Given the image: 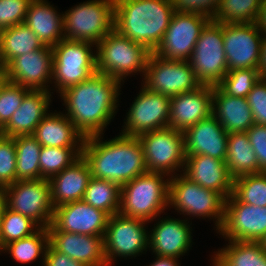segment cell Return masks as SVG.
Instances as JSON below:
<instances>
[{"mask_svg":"<svg viewBox=\"0 0 266 266\" xmlns=\"http://www.w3.org/2000/svg\"><path fill=\"white\" fill-rule=\"evenodd\" d=\"M121 84L108 75L96 72L89 79L60 93L67 110L65 115L85 138L104 134V128L117 113Z\"/></svg>","mask_w":266,"mask_h":266,"instance_id":"cell-1","label":"cell"},{"mask_svg":"<svg viewBox=\"0 0 266 266\" xmlns=\"http://www.w3.org/2000/svg\"><path fill=\"white\" fill-rule=\"evenodd\" d=\"M102 134L84 139L82 156L91 170V177L113 181L120 186L147 173L144 153L138 137L122 134L102 140Z\"/></svg>","mask_w":266,"mask_h":266,"instance_id":"cell-2","label":"cell"},{"mask_svg":"<svg viewBox=\"0 0 266 266\" xmlns=\"http://www.w3.org/2000/svg\"><path fill=\"white\" fill-rule=\"evenodd\" d=\"M114 2V30L154 52L175 13L171 0Z\"/></svg>","mask_w":266,"mask_h":266,"instance_id":"cell-3","label":"cell"},{"mask_svg":"<svg viewBox=\"0 0 266 266\" xmlns=\"http://www.w3.org/2000/svg\"><path fill=\"white\" fill-rule=\"evenodd\" d=\"M168 176L164 173L147 172L123 184L119 214L148 223L159 217L168 208Z\"/></svg>","mask_w":266,"mask_h":266,"instance_id":"cell-4","label":"cell"},{"mask_svg":"<svg viewBox=\"0 0 266 266\" xmlns=\"http://www.w3.org/2000/svg\"><path fill=\"white\" fill-rule=\"evenodd\" d=\"M96 71L121 83L133 73L143 76L151 52L141 44L124 37L115 30L95 46Z\"/></svg>","mask_w":266,"mask_h":266,"instance_id":"cell-5","label":"cell"},{"mask_svg":"<svg viewBox=\"0 0 266 266\" xmlns=\"http://www.w3.org/2000/svg\"><path fill=\"white\" fill-rule=\"evenodd\" d=\"M177 175L170 177L168 207H174L177 212L189 217L215 219L218 232L224 221L226 198L219 192L196 184L183 173Z\"/></svg>","mask_w":266,"mask_h":266,"instance_id":"cell-6","label":"cell"},{"mask_svg":"<svg viewBox=\"0 0 266 266\" xmlns=\"http://www.w3.org/2000/svg\"><path fill=\"white\" fill-rule=\"evenodd\" d=\"M94 46L96 45L91 42L64 38L51 47L52 83L59 94L70 86L89 79L97 72L96 51L92 49Z\"/></svg>","mask_w":266,"mask_h":266,"instance_id":"cell-7","label":"cell"},{"mask_svg":"<svg viewBox=\"0 0 266 266\" xmlns=\"http://www.w3.org/2000/svg\"><path fill=\"white\" fill-rule=\"evenodd\" d=\"M114 0H88L63 13L64 38L95 45L114 30Z\"/></svg>","mask_w":266,"mask_h":266,"instance_id":"cell-8","label":"cell"},{"mask_svg":"<svg viewBox=\"0 0 266 266\" xmlns=\"http://www.w3.org/2000/svg\"><path fill=\"white\" fill-rule=\"evenodd\" d=\"M223 43V23L211 19L201 30L189 59L202 85L217 86L228 72Z\"/></svg>","mask_w":266,"mask_h":266,"instance_id":"cell-9","label":"cell"},{"mask_svg":"<svg viewBox=\"0 0 266 266\" xmlns=\"http://www.w3.org/2000/svg\"><path fill=\"white\" fill-rule=\"evenodd\" d=\"M138 139L148 172L164 173L169 177L175 176L177 171L183 173L186 155L182 131L167 127L141 134Z\"/></svg>","mask_w":266,"mask_h":266,"instance_id":"cell-10","label":"cell"},{"mask_svg":"<svg viewBox=\"0 0 266 266\" xmlns=\"http://www.w3.org/2000/svg\"><path fill=\"white\" fill-rule=\"evenodd\" d=\"M147 221L114 214L109 216L103 236L104 252L107 265L111 266L116 257H137L148 251L149 232ZM115 259V260H114Z\"/></svg>","mask_w":266,"mask_h":266,"instance_id":"cell-11","label":"cell"},{"mask_svg":"<svg viewBox=\"0 0 266 266\" xmlns=\"http://www.w3.org/2000/svg\"><path fill=\"white\" fill-rule=\"evenodd\" d=\"M4 191L9 209L30 218L40 228L52 224L54 208L48 179L17 180Z\"/></svg>","mask_w":266,"mask_h":266,"instance_id":"cell-12","label":"cell"},{"mask_svg":"<svg viewBox=\"0 0 266 266\" xmlns=\"http://www.w3.org/2000/svg\"><path fill=\"white\" fill-rule=\"evenodd\" d=\"M148 90L169 97L197 90L202 84L189 61L167 60L151 52L142 80Z\"/></svg>","mask_w":266,"mask_h":266,"instance_id":"cell-13","label":"cell"},{"mask_svg":"<svg viewBox=\"0 0 266 266\" xmlns=\"http://www.w3.org/2000/svg\"><path fill=\"white\" fill-rule=\"evenodd\" d=\"M210 20L199 13L175 12L153 53L167 60L189 61L201 30Z\"/></svg>","mask_w":266,"mask_h":266,"instance_id":"cell-14","label":"cell"},{"mask_svg":"<svg viewBox=\"0 0 266 266\" xmlns=\"http://www.w3.org/2000/svg\"><path fill=\"white\" fill-rule=\"evenodd\" d=\"M141 86L124 119L125 125L120 133L122 135L138 137L147 132L169 127L170 97Z\"/></svg>","mask_w":266,"mask_h":266,"instance_id":"cell-15","label":"cell"},{"mask_svg":"<svg viewBox=\"0 0 266 266\" xmlns=\"http://www.w3.org/2000/svg\"><path fill=\"white\" fill-rule=\"evenodd\" d=\"M218 233L229 241L261 242L266 236V206L245 204L231 194Z\"/></svg>","mask_w":266,"mask_h":266,"instance_id":"cell-16","label":"cell"},{"mask_svg":"<svg viewBox=\"0 0 266 266\" xmlns=\"http://www.w3.org/2000/svg\"><path fill=\"white\" fill-rule=\"evenodd\" d=\"M264 34L256 23H223V45L228 71L258 69Z\"/></svg>","mask_w":266,"mask_h":266,"instance_id":"cell-17","label":"cell"},{"mask_svg":"<svg viewBox=\"0 0 266 266\" xmlns=\"http://www.w3.org/2000/svg\"><path fill=\"white\" fill-rule=\"evenodd\" d=\"M52 70L53 51L50 46L45 45L39 50L14 58L2 72L7 81L30 90L50 91Z\"/></svg>","mask_w":266,"mask_h":266,"instance_id":"cell-18","label":"cell"},{"mask_svg":"<svg viewBox=\"0 0 266 266\" xmlns=\"http://www.w3.org/2000/svg\"><path fill=\"white\" fill-rule=\"evenodd\" d=\"M108 219L106 212L79 200L54 208L48 231L104 236Z\"/></svg>","mask_w":266,"mask_h":266,"instance_id":"cell-19","label":"cell"},{"mask_svg":"<svg viewBox=\"0 0 266 266\" xmlns=\"http://www.w3.org/2000/svg\"><path fill=\"white\" fill-rule=\"evenodd\" d=\"M213 86L170 97L169 127L184 131L212 115Z\"/></svg>","mask_w":266,"mask_h":266,"instance_id":"cell-20","label":"cell"},{"mask_svg":"<svg viewBox=\"0 0 266 266\" xmlns=\"http://www.w3.org/2000/svg\"><path fill=\"white\" fill-rule=\"evenodd\" d=\"M157 220L154 224L156 226L149 231L148 248L156 256L180 258L185 255L193 243L190 229L192 222L169 217Z\"/></svg>","mask_w":266,"mask_h":266,"instance_id":"cell-21","label":"cell"},{"mask_svg":"<svg viewBox=\"0 0 266 266\" xmlns=\"http://www.w3.org/2000/svg\"><path fill=\"white\" fill-rule=\"evenodd\" d=\"M182 133L185 155H206L225 161L228 133L212 115Z\"/></svg>","mask_w":266,"mask_h":266,"instance_id":"cell-22","label":"cell"},{"mask_svg":"<svg viewBox=\"0 0 266 266\" xmlns=\"http://www.w3.org/2000/svg\"><path fill=\"white\" fill-rule=\"evenodd\" d=\"M49 244L58 252L82 262L85 266H108L103 236L48 231Z\"/></svg>","mask_w":266,"mask_h":266,"instance_id":"cell-23","label":"cell"},{"mask_svg":"<svg viewBox=\"0 0 266 266\" xmlns=\"http://www.w3.org/2000/svg\"><path fill=\"white\" fill-rule=\"evenodd\" d=\"M183 174L200 186L221 193L226 199L233 193L225 161L206 155H186Z\"/></svg>","mask_w":266,"mask_h":266,"instance_id":"cell-24","label":"cell"},{"mask_svg":"<svg viewBox=\"0 0 266 266\" xmlns=\"http://www.w3.org/2000/svg\"><path fill=\"white\" fill-rule=\"evenodd\" d=\"M51 101L50 91L30 90L21 106L0 130L1 134L8 137L33 134L40 121L50 112Z\"/></svg>","mask_w":266,"mask_h":266,"instance_id":"cell-25","label":"cell"},{"mask_svg":"<svg viewBox=\"0 0 266 266\" xmlns=\"http://www.w3.org/2000/svg\"><path fill=\"white\" fill-rule=\"evenodd\" d=\"M91 170L81 155L69 167L49 179L53 208L83 199Z\"/></svg>","mask_w":266,"mask_h":266,"instance_id":"cell-26","label":"cell"},{"mask_svg":"<svg viewBox=\"0 0 266 266\" xmlns=\"http://www.w3.org/2000/svg\"><path fill=\"white\" fill-rule=\"evenodd\" d=\"M212 116L227 133L246 132L255 122L246 98L224 94L213 87Z\"/></svg>","mask_w":266,"mask_h":266,"instance_id":"cell-27","label":"cell"},{"mask_svg":"<svg viewBox=\"0 0 266 266\" xmlns=\"http://www.w3.org/2000/svg\"><path fill=\"white\" fill-rule=\"evenodd\" d=\"M24 23L44 45L52 47L64 39L63 13L47 0H32Z\"/></svg>","mask_w":266,"mask_h":266,"instance_id":"cell-28","label":"cell"},{"mask_svg":"<svg viewBox=\"0 0 266 266\" xmlns=\"http://www.w3.org/2000/svg\"><path fill=\"white\" fill-rule=\"evenodd\" d=\"M32 135L45 147H83L85 139L65 113L60 111L48 113Z\"/></svg>","mask_w":266,"mask_h":266,"instance_id":"cell-29","label":"cell"},{"mask_svg":"<svg viewBox=\"0 0 266 266\" xmlns=\"http://www.w3.org/2000/svg\"><path fill=\"white\" fill-rule=\"evenodd\" d=\"M45 45L25 24H17L0 31V70L14 58L39 50Z\"/></svg>","mask_w":266,"mask_h":266,"instance_id":"cell-30","label":"cell"},{"mask_svg":"<svg viewBox=\"0 0 266 266\" xmlns=\"http://www.w3.org/2000/svg\"><path fill=\"white\" fill-rule=\"evenodd\" d=\"M225 164L233 180L259 173L256 154L246 132L228 133Z\"/></svg>","mask_w":266,"mask_h":266,"instance_id":"cell-31","label":"cell"},{"mask_svg":"<svg viewBox=\"0 0 266 266\" xmlns=\"http://www.w3.org/2000/svg\"><path fill=\"white\" fill-rule=\"evenodd\" d=\"M228 244L214 252L212 266H266V250L261 242L229 241Z\"/></svg>","mask_w":266,"mask_h":266,"instance_id":"cell-32","label":"cell"},{"mask_svg":"<svg viewBox=\"0 0 266 266\" xmlns=\"http://www.w3.org/2000/svg\"><path fill=\"white\" fill-rule=\"evenodd\" d=\"M16 149V181L40 179L39 157L42 146L32 135L14 137Z\"/></svg>","mask_w":266,"mask_h":266,"instance_id":"cell-33","label":"cell"},{"mask_svg":"<svg viewBox=\"0 0 266 266\" xmlns=\"http://www.w3.org/2000/svg\"><path fill=\"white\" fill-rule=\"evenodd\" d=\"M120 197L121 186L118 183L91 177L82 200L112 216L119 213Z\"/></svg>","mask_w":266,"mask_h":266,"instance_id":"cell-34","label":"cell"},{"mask_svg":"<svg viewBox=\"0 0 266 266\" xmlns=\"http://www.w3.org/2000/svg\"><path fill=\"white\" fill-rule=\"evenodd\" d=\"M49 245L48 228H39L30 236L6 244L0 252H8L17 263L28 264L42 256V265Z\"/></svg>","mask_w":266,"mask_h":266,"instance_id":"cell-35","label":"cell"},{"mask_svg":"<svg viewBox=\"0 0 266 266\" xmlns=\"http://www.w3.org/2000/svg\"><path fill=\"white\" fill-rule=\"evenodd\" d=\"M82 154V147H45L40 150V179H50L69 167Z\"/></svg>","mask_w":266,"mask_h":266,"instance_id":"cell-36","label":"cell"},{"mask_svg":"<svg viewBox=\"0 0 266 266\" xmlns=\"http://www.w3.org/2000/svg\"><path fill=\"white\" fill-rule=\"evenodd\" d=\"M262 0H221L212 20L221 23H255Z\"/></svg>","mask_w":266,"mask_h":266,"instance_id":"cell-37","label":"cell"},{"mask_svg":"<svg viewBox=\"0 0 266 266\" xmlns=\"http://www.w3.org/2000/svg\"><path fill=\"white\" fill-rule=\"evenodd\" d=\"M39 228L30 218L5 206L0 220V250L12 241L32 235Z\"/></svg>","mask_w":266,"mask_h":266,"instance_id":"cell-38","label":"cell"},{"mask_svg":"<svg viewBox=\"0 0 266 266\" xmlns=\"http://www.w3.org/2000/svg\"><path fill=\"white\" fill-rule=\"evenodd\" d=\"M232 194L245 204L265 207L266 172L245 175L233 180Z\"/></svg>","mask_w":266,"mask_h":266,"instance_id":"cell-39","label":"cell"},{"mask_svg":"<svg viewBox=\"0 0 266 266\" xmlns=\"http://www.w3.org/2000/svg\"><path fill=\"white\" fill-rule=\"evenodd\" d=\"M260 79L258 69H233L226 73L217 87L226 95L246 98Z\"/></svg>","mask_w":266,"mask_h":266,"instance_id":"cell-40","label":"cell"},{"mask_svg":"<svg viewBox=\"0 0 266 266\" xmlns=\"http://www.w3.org/2000/svg\"><path fill=\"white\" fill-rule=\"evenodd\" d=\"M30 89L7 81L0 84V130L9 122L12 114L21 106Z\"/></svg>","mask_w":266,"mask_h":266,"instance_id":"cell-41","label":"cell"},{"mask_svg":"<svg viewBox=\"0 0 266 266\" xmlns=\"http://www.w3.org/2000/svg\"><path fill=\"white\" fill-rule=\"evenodd\" d=\"M16 182V149L14 137L0 134V187Z\"/></svg>","mask_w":266,"mask_h":266,"instance_id":"cell-42","label":"cell"},{"mask_svg":"<svg viewBox=\"0 0 266 266\" xmlns=\"http://www.w3.org/2000/svg\"><path fill=\"white\" fill-rule=\"evenodd\" d=\"M32 0H0V31L24 23Z\"/></svg>","mask_w":266,"mask_h":266,"instance_id":"cell-43","label":"cell"},{"mask_svg":"<svg viewBox=\"0 0 266 266\" xmlns=\"http://www.w3.org/2000/svg\"><path fill=\"white\" fill-rule=\"evenodd\" d=\"M253 120L256 124L266 125V78H261L246 97Z\"/></svg>","mask_w":266,"mask_h":266,"instance_id":"cell-44","label":"cell"},{"mask_svg":"<svg viewBox=\"0 0 266 266\" xmlns=\"http://www.w3.org/2000/svg\"><path fill=\"white\" fill-rule=\"evenodd\" d=\"M175 12L199 13L213 19L221 0H171Z\"/></svg>","mask_w":266,"mask_h":266,"instance_id":"cell-45","label":"cell"},{"mask_svg":"<svg viewBox=\"0 0 266 266\" xmlns=\"http://www.w3.org/2000/svg\"><path fill=\"white\" fill-rule=\"evenodd\" d=\"M246 133L256 154L259 173L266 172V125L254 123Z\"/></svg>","mask_w":266,"mask_h":266,"instance_id":"cell-46","label":"cell"},{"mask_svg":"<svg viewBox=\"0 0 266 266\" xmlns=\"http://www.w3.org/2000/svg\"><path fill=\"white\" fill-rule=\"evenodd\" d=\"M43 266H85L82 262L56 251L50 244L47 247Z\"/></svg>","mask_w":266,"mask_h":266,"instance_id":"cell-47","label":"cell"},{"mask_svg":"<svg viewBox=\"0 0 266 266\" xmlns=\"http://www.w3.org/2000/svg\"><path fill=\"white\" fill-rule=\"evenodd\" d=\"M155 258V261L149 266H181L178 258L166 256H155Z\"/></svg>","mask_w":266,"mask_h":266,"instance_id":"cell-48","label":"cell"},{"mask_svg":"<svg viewBox=\"0 0 266 266\" xmlns=\"http://www.w3.org/2000/svg\"><path fill=\"white\" fill-rule=\"evenodd\" d=\"M255 23L257 27L262 31V33L266 35V0H262V4Z\"/></svg>","mask_w":266,"mask_h":266,"instance_id":"cell-49","label":"cell"},{"mask_svg":"<svg viewBox=\"0 0 266 266\" xmlns=\"http://www.w3.org/2000/svg\"><path fill=\"white\" fill-rule=\"evenodd\" d=\"M258 72L261 78H266V35H264V39L262 41Z\"/></svg>","mask_w":266,"mask_h":266,"instance_id":"cell-50","label":"cell"},{"mask_svg":"<svg viewBox=\"0 0 266 266\" xmlns=\"http://www.w3.org/2000/svg\"><path fill=\"white\" fill-rule=\"evenodd\" d=\"M5 206H6L5 191L4 188L0 187V220Z\"/></svg>","mask_w":266,"mask_h":266,"instance_id":"cell-51","label":"cell"},{"mask_svg":"<svg viewBox=\"0 0 266 266\" xmlns=\"http://www.w3.org/2000/svg\"><path fill=\"white\" fill-rule=\"evenodd\" d=\"M5 80L4 73L0 70V84Z\"/></svg>","mask_w":266,"mask_h":266,"instance_id":"cell-52","label":"cell"},{"mask_svg":"<svg viewBox=\"0 0 266 266\" xmlns=\"http://www.w3.org/2000/svg\"><path fill=\"white\" fill-rule=\"evenodd\" d=\"M263 248L266 250V236L265 238L261 241Z\"/></svg>","mask_w":266,"mask_h":266,"instance_id":"cell-53","label":"cell"}]
</instances>
